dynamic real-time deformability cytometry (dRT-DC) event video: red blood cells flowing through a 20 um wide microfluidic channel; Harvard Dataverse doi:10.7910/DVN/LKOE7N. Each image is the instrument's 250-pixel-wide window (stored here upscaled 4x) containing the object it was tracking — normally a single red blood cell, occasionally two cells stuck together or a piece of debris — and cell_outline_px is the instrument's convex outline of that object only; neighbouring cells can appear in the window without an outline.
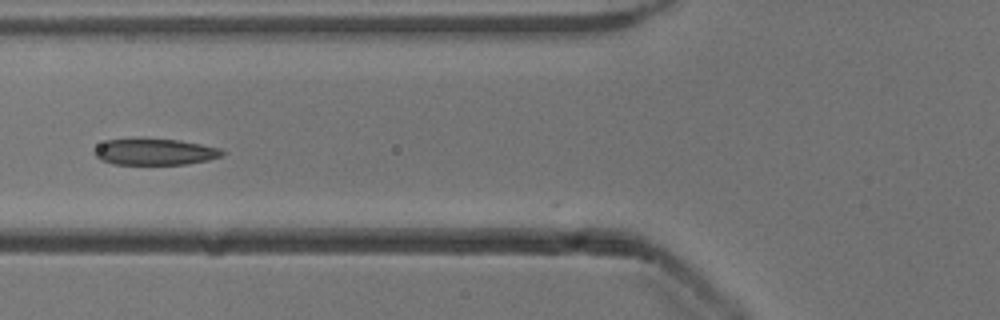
{"species": "common noctule bat (a hibernating species)", "species_latin": "Nyctalus noctula", "temperature_condition": "cold", "stored_images_in_passage": 34, "camera_frame_rate_fps": 3000, "um_per_image_px": 0.085, "animal": {"sex": "male", "body_mass_g": 13.3}, "frame": {"image": 1, "passage_image": 3, "time_ms": 0.667, "image_size_px": [1000, 320], "cell_outline_px": [[224, 156], [208, 160], [188, 164], [112, 164], [100, 160], [92, 152], [100, 144], [108, 140], [180, 140], [220, 148], [224, 152]], "centroid_in_image_um": [13.19, 12.93], "position_along_channel_um": 112.6, "area_um2": 19.25}}
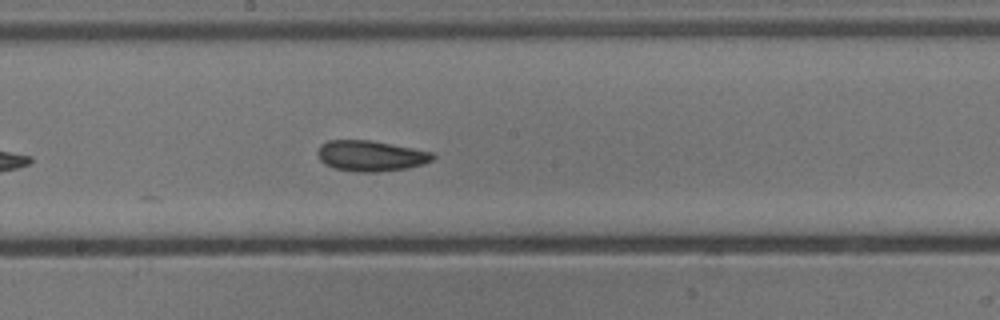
{"frame": {"image": 2, "passage_image": 11, "time_ms": 3.333, "image_size_px": [1000, 320], "cell_outline_px": [[436, 156], [432, 160], [424, 164], [408, 168], [376, 172], [356, 172], [332, 168], [324, 164], [320, 160], [316, 152], [320, 144], [328, 140], [372, 140], [436, 152]], "centroid_in_image_um": [31.52, 13.24], "position_along_channel_um": 216.7, "area_um2": 21.04}}
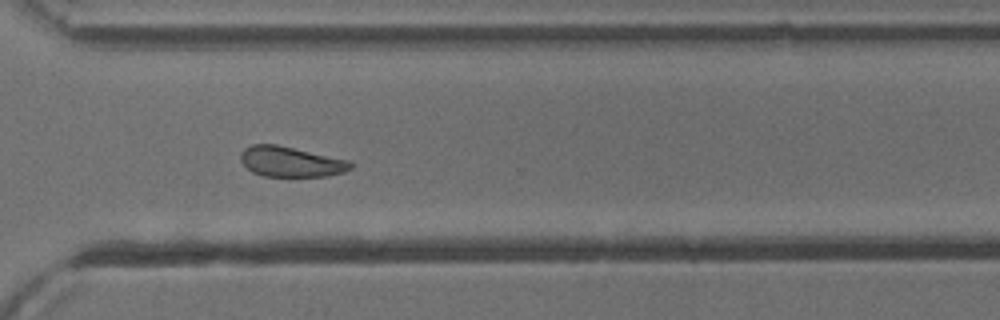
{"frame": {"image": 3, "passage_image": 21, "time_ms": 6.667, "image_size_px": [1000, 320], "cell_outline_px": [[352, 168], [344, 172], [328, 176], [264, 176], [252, 172], [240, 160], [240, 152], [244, 148], [252, 144], [276, 144], [352, 160]], "centroid_in_image_um": [24.74, 13.74], "position_along_channel_um": 345.9, "area_um2": 19.59}, "authors_computed_cell_mechanics": {"area_um2": 19.941, "velocity_mm_per_s": 3.8818, "shape_relaxation_time_tau1_ms": 2.1124, "shape_relaxation_time_tau2_ms": 2.8516, "deformation_change_tau1": 0.0948, "deformation_change_tau2": 0.0809}}